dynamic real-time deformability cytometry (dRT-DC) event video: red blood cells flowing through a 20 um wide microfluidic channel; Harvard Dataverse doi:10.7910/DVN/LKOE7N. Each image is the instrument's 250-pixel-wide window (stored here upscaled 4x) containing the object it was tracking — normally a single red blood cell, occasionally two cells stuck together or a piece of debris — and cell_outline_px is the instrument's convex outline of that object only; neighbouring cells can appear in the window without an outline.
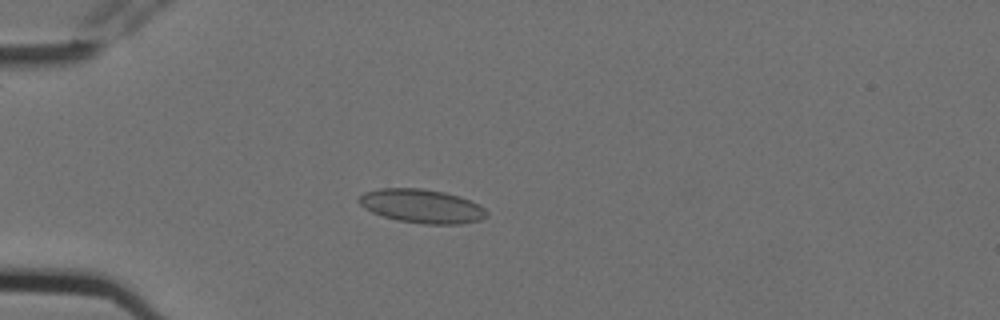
{"species": "Egyptian fruit bat (a non-hibernating species)", "species_latin": "Rousettus aegyptiacus", "temperature_condition": "cold", "stored_images_in_passage": 5, "camera_frame_rate_fps": 3000, "um_per_image_px": 0.085, "animal": {"sex": "female"}, "frame": {"image": 1, "passage_image": 4, "time_ms": 1.0, "image_size_px": [1000, 320], "cell_outline_px": [[488, 212], [480, 220], [460, 224], [424, 224], [396, 220], [372, 212], [364, 208], [356, 200], [364, 192], [380, 188], [424, 188], [444, 192], [460, 196], [480, 204]], "centroid_in_image_um": [35.84, 17.51], "position_along_channel_um": 49.2, "area_um2": 25.26}}